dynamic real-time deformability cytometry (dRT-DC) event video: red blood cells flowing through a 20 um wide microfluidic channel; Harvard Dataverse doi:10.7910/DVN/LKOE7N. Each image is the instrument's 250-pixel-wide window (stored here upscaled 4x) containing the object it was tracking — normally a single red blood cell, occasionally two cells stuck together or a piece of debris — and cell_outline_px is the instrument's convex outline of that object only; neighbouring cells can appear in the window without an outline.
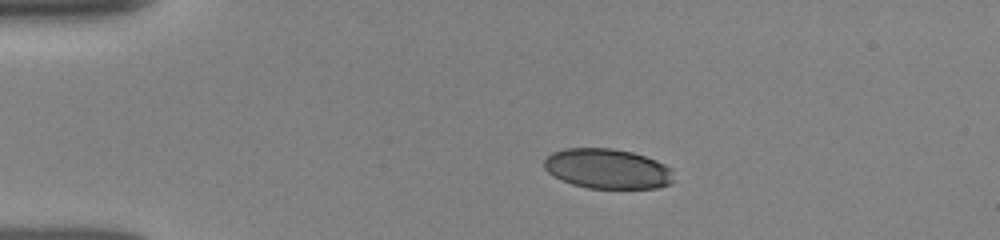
{"species": "human", "species_latin": "Homo sapiens", "temperature_condition": "room temperature", "stored_images_in_passage": 41, "camera_frame_rate_fps": 3000, "um_per_image_px": 0.085, "donor": {"sex": "female"}, "frame": {"image": 1, "passage_image": 1, "time_ms": 0.0, "image_size_px": [1000, 240], "cell_outline_px": [[672, 184], [656, 188], [588, 188], [572, 184], [548, 172], [544, 168], [544, 160], [552, 152], [564, 148], [612, 148], [632, 152], [656, 160], [672, 168]], "centroid_in_image_um": [51.65, 14.34], "position_along_channel_um": 33.4, "area_um2": 30.11}}
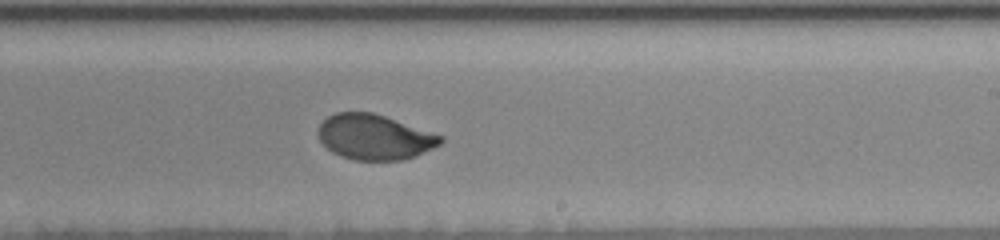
{"frame": {"image": 2, "passage_image": 22, "time_ms": 7.0, "image_size_px": [1000, 240], "cell_outline_px": [[444, 140], [440, 144], [416, 156], [404, 160], [356, 160], [340, 156], [332, 152], [320, 140], [320, 124], [328, 116], [336, 112], [372, 112], [444, 136]], "centroid_in_image_um": [31.86, 11.65], "position_along_channel_um": 257.1, "area_um2": 31.96}}
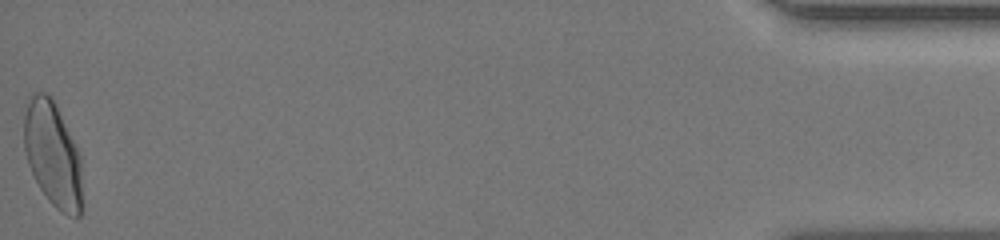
{"frame": {"image": 3, "passage_image": 41, "time_ms": 13.333, "image_size_px": [1000, 240], "cell_outline_px": [[80, 216], [68, 216], [60, 212], [48, 200], [40, 188], [28, 164], [24, 148], [24, 116], [32, 92], [44, 92], [52, 96], [56, 104], [80, 156]], "centroid_in_image_um": [4.45, 13.1], "position_along_channel_um": 430.8, "area_um2": 35.08}, "authors_computed_cell_mechanics": {"area_um2": 33.0038, "velocity_mm_per_s": 3.9182, "shape_relaxation_time_tau1_ms": 2.7878, "shape_relaxation_time_tau2_ms": null, "deformation_change_tau1": 0.1386, "deformation_change_tau2": null}}